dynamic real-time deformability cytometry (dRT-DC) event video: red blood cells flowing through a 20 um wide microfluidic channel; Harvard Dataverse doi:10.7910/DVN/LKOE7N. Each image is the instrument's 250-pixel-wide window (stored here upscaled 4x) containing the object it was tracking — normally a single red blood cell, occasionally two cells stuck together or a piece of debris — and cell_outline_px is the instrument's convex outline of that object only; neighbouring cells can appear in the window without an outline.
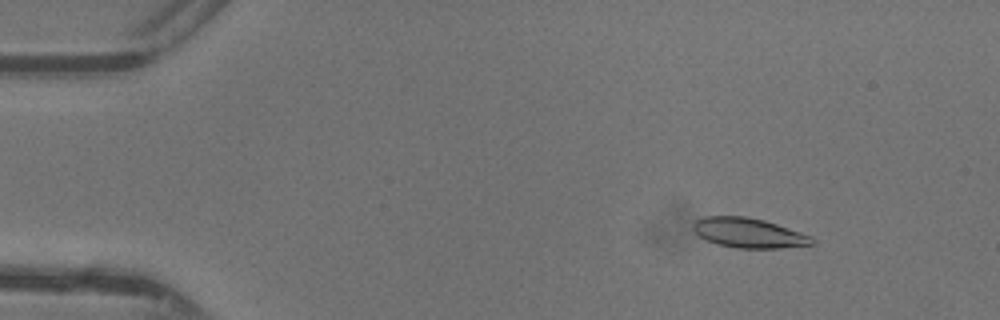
{"species": "common noctule bat (a hibernating species)", "species_latin": "Nyctalus noctula", "temperature_condition": "warm", "stored_images_in_passage": 43, "camera_frame_rate_fps": 3000, "um_per_image_px": 0.085, "animal": {"sex": "female"}, "frame": {"image": 1, "passage_image": 2, "time_ms": 0.333, "image_size_px": [1000, 320], "cell_outline_px": [[816, 244], [780, 248], [736, 248], [716, 244], [700, 236], [692, 228], [692, 224], [696, 220], [704, 216], [748, 216], [764, 220], [812, 236], [816, 240]], "centroid_in_image_um": [63.66, 19.8], "position_along_channel_um": 21.3, "area_um2": 20.69}}
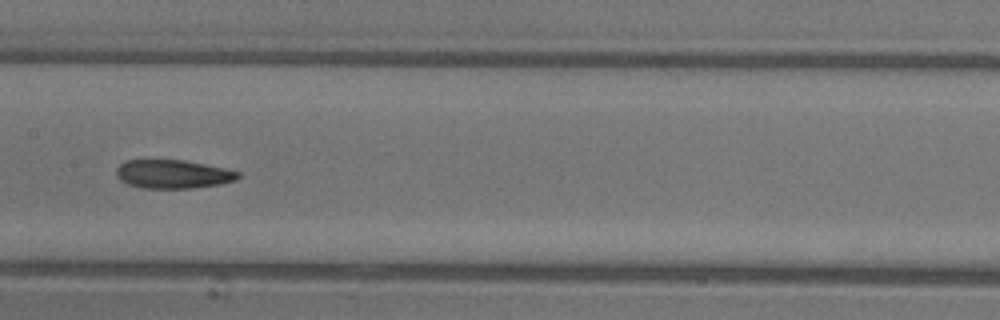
{"frame": {"image": 2, "passage_image": 20, "time_ms": 6.333, "image_size_px": [1000, 320], "cell_outline_px": [[240, 176], [236, 180], [220, 184], [192, 188], [144, 188], [128, 184], [120, 180], [116, 176], [116, 168], [124, 160], [184, 160], [224, 168], [240, 172]], "centroid_in_image_um": [14.68, 14.8], "position_along_channel_um": 192.7, "area_um2": 20.29}}
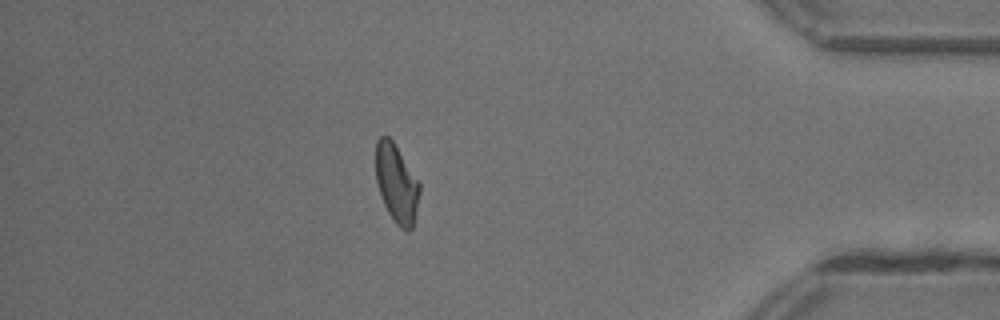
{"frame": {"image": 3, "passage_image": 37, "time_ms": 12.0, "image_size_px": [1000, 320], "cell_outline_px": [[420, 192], [416, 212], [412, 228], [408, 232], [404, 232], [396, 224], [388, 212], [380, 196], [376, 180], [376, 140], [380, 136], [388, 136], [392, 140], [420, 184]], "centroid_in_image_um": [33.7, 15.63], "position_along_channel_um": 401.5, "area_um2": 19.94}, "authors_computed_cell_mechanics": {"area_um2": 20.519, "velocity_mm_per_s": 4.4054, "shape_relaxation_time_tau1_ms": 6.727, "shape_relaxation_time_tau2_ms": 3.5522, "deformation_change_tau1": 0.1968, "deformation_change_tau2": 0.1137}}